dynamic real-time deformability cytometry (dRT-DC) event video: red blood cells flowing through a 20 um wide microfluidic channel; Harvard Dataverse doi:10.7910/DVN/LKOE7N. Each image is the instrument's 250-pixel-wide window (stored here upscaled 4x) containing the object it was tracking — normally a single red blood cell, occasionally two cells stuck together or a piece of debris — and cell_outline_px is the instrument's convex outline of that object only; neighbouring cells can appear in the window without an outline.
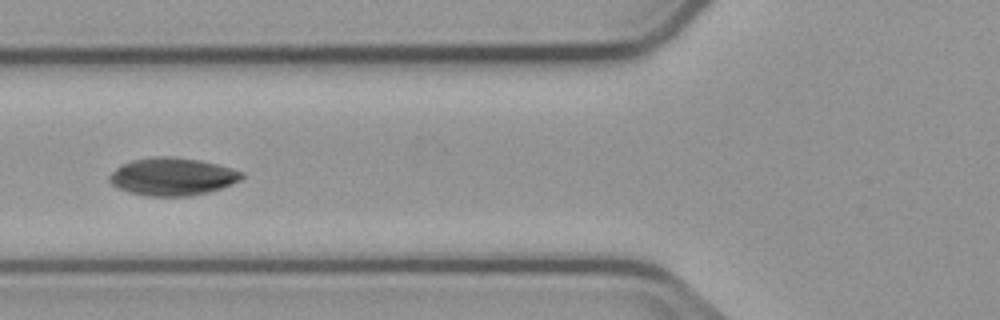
{"species": "common noctule bat (a hibernating species)", "species_latin": "Nyctalus noctula", "temperature_condition": "cold", "stored_images_in_passage": 5, "camera_frame_rate_fps": 3000, "um_per_image_px": 0.085, "animal": {"sex": "male", "body_mass_g": 23.1, "forearm_length_mm": 52.7}, "frame": {"image": 1, "passage_image": 5, "time_ms": 5.0, "image_size_px": [1000, 320], "cell_outline_px": [[244, 176], [240, 180], [232, 184], [208, 192], [192, 196], [148, 196], [128, 192], [116, 188], [108, 180], [108, 176], [120, 164], [132, 160], [152, 156], [172, 156], [200, 160], [232, 168], [244, 172]], "centroid_in_image_um": [14.63, 15.01], "position_along_channel_um": 111.2, "area_um2": 29.36}}